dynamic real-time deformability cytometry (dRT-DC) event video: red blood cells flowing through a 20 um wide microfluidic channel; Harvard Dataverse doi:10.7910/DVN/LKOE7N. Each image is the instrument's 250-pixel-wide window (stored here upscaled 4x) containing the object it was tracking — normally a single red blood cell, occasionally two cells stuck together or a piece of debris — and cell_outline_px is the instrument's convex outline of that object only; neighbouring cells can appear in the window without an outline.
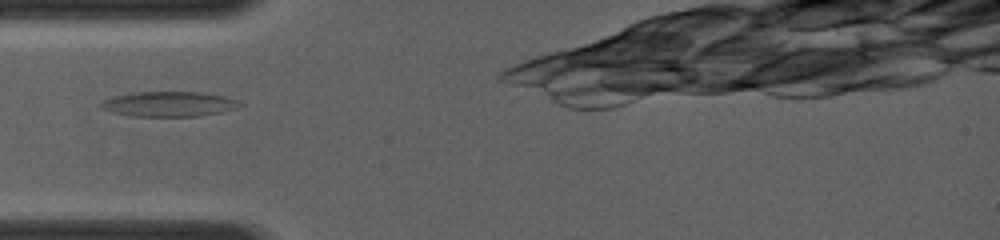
{"species": "common noctule bat (a hibernating species)", "species_latin": "Nyctalus noctula", "temperature_condition": "room temperature", "stored_images_in_passage": 56, "camera_frame_rate_fps": 4000, "um_per_image_px": 0.085, "animal": {"sex": "female", "body_mass_g": 19.0, "forearm_length_mm": 56.7}, "frame": {"image": 1, "passage_image": 1, "time_ms": 0.0, "image_size_px": [1000, 240], "cell_outline_px": [[244, 104], [236, 108], [220, 112], [200, 116], [132, 116], [112, 112], [100, 108], [96, 104], [100, 100], [112, 96], [136, 92], [200, 92], [224, 96], [236, 100]], "centroid_in_image_um": [14.28, 8.84], "position_along_channel_um": 70.7, "area_um2": 20.4}}
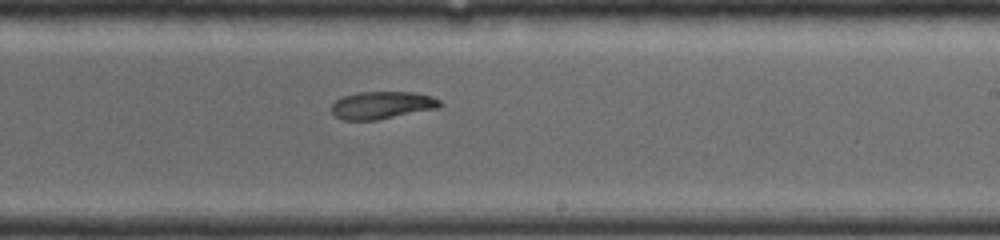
{"frame": {"image": 2, "passage_image": 27, "time_ms": 4.0, "image_size_px": [1000, 240], "cell_outline_px": [[444, 104], [440, 108], [376, 120], [344, 120], [336, 116], [332, 112], [332, 104], [336, 100], [344, 96], [356, 92], [412, 92], [432, 96], [440, 100]], "centroid_in_image_um": [32.51, 8.94], "position_along_channel_um": 256.5, "area_um2": 17.46}}
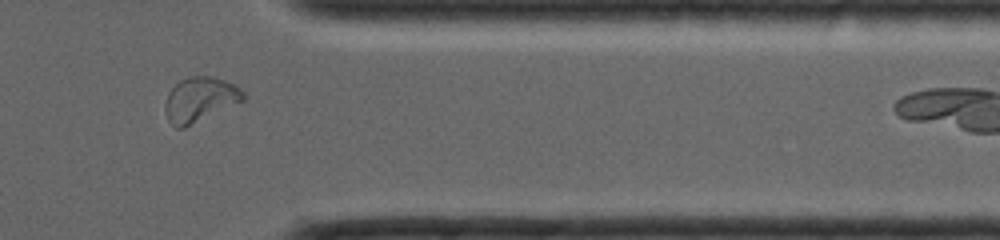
{"frame": {"image": 3, "passage_image": 46, "time_ms": 7.0, "image_size_px": [1000, 240], "cell_outline_px": [[244, 100], [184, 128], [176, 128], [168, 120], [164, 112], [164, 104], [168, 92], [180, 80], [188, 76], [212, 76], [224, 80], [240, 88], [244, 92]], "centroid_in_image_um": [16.95, 8.45], "position_along_channel_um": 394.4, "area_um2": 20.29}}